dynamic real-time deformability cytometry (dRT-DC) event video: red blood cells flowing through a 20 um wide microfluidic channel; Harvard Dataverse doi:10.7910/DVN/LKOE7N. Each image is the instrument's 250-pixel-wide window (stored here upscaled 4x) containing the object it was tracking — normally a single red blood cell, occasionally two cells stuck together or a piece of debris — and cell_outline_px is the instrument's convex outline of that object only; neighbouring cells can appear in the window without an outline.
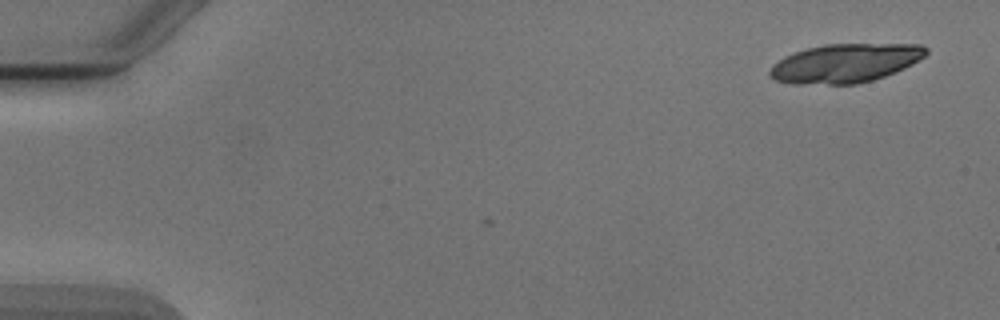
{"species": "Egyptian fruit bat (a non-hibernating species)", "species_latin": "Rousettus aegyptiacus", "temperature_condition": "cold", "stored_images_in_passage": 2, "camera_frame_rate_fps": 3000, "um_per_image_px": 0.085, "animal": {"sex": "male"}, "frame": {"image": 1, "passage_image": 2, "time_ms": 1.0, "image_size_px": [1000, 320], "cell_outline_px": [[928, 52], [924, 56], [912, 64], [896, 72], [872, 80], [856, 84], [792, 84], [776, 80], [768, 72], [772, 64], [784, 56], [792, 52], [824, 44], [924, 44], [928, 48]], "centroid_in_image_um": [71.84, 5.36], "position_along_channel_um": 13.2, "area_um2": 35.49}}